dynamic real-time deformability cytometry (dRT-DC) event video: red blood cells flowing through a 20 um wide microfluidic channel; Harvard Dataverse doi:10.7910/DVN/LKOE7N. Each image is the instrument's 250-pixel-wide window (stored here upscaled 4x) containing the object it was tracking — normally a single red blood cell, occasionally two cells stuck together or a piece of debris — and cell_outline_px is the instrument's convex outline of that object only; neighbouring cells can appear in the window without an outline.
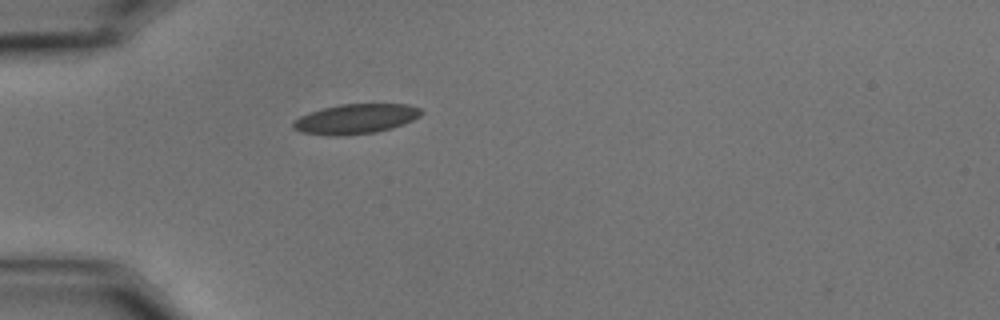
{"species": "common noctule bat (a hibernating species)", "species_latin": "Nyctalus noctula", "temperature_condition": "cold", "stored_images_in_passage": 42, "camera_frame_rate_fps": 3000, "um_per_image_px": 0.085, "animal": {"sex": "male", "body_mass_g": 15.6}, "frame": {"image": 1, "passage_image": 1, "time_ms": 0.0, "image_size_px": [1000, 320], "cell_outline_px": [[424, 112], [420, 116], [404, 124], [392, 128], [376, 132], [344, 136], [328, 136], [300, 132], [292, 128], [292, 120], [308, 112], [340, 104], [408, 104], [420, 108]], "centroid_in_image_um": [30.2, 10.12], "position_along_channel_um": 54.8, "area_um2": 22.6}}
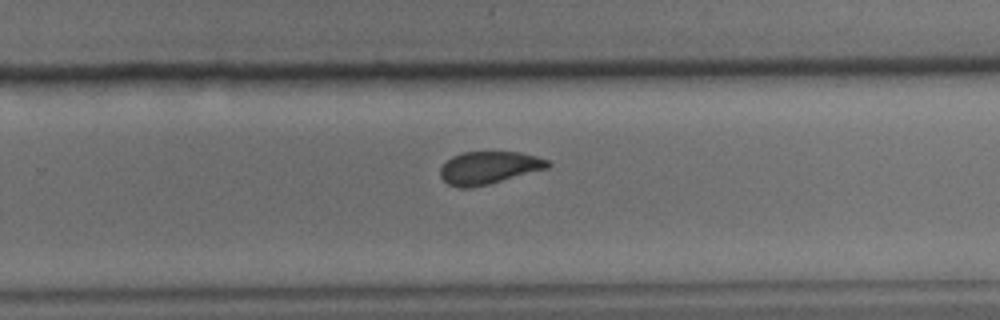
{"frame": {"image": 2, "passage_image": 22, "time_ms": 7.0, "image_size_px": [1000, 320], "cell_outline_px": [[552, 164], [548, 168], [488, 184], [472, 188], [456, 188], [448, 184], [440, 176], [440, 168], [452, 156], [460, 152], [520, 152], [536, 156], [548, 160]], "centroid_in_image_um": [41.54, 14.26], "position_along_channel_um": 288.3, "area_um2": 20.46}}
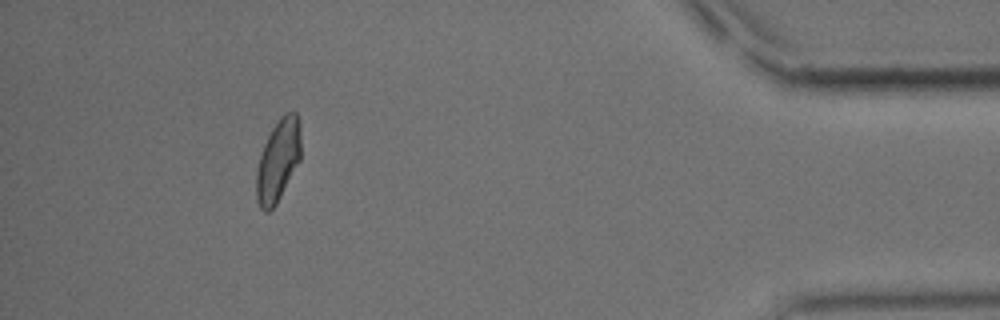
{"frame": {"image": 3, "passage_image": 37, "time_ms": 12.0, "image_size_px": [1000, 320], "cell_outline_px": [[300, 160], [276, 204], [268, 212], [264, 212], [260, 208], [256, 200], [256, 172], [260, 156], [264, 144], [272, 128], [280, 116], [284, 112], [296, 112], [300, 124]], "centroid_in_image_um": [23.63, 13.63], "position_along_channel_um": 411.6, "area_um2": 21.27}, "authors_computed_cell_mechanics": {"area_um2": 21.3571, "velocity_mm_per_s": 3.473, "shape_relaxation_time_tau1_ms": 4.7599, "shape_relaxation_time_tau2_ms": 1.6541, "deformation_change_tau1": 0.1225, "deformation_change_tau2": 0.071}}